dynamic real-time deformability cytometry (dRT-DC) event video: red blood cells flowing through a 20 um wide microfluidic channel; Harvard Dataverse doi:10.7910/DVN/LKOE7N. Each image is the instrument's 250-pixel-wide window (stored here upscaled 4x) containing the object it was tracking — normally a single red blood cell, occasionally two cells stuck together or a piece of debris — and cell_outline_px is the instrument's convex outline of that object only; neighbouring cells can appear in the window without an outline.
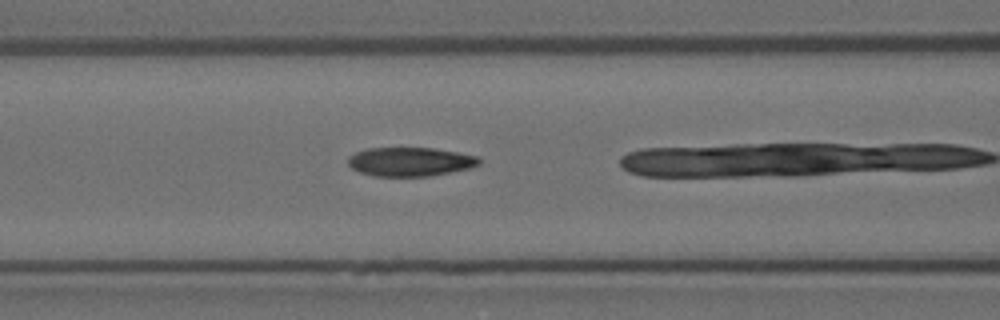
{"species": "Egyptian fruit bat (a non-hibernating species)", "species_latin": "Rousettus aegyptiacus", "temperature_condition": "room temperature", "stored_images_in_passage": 27, "camera_frame_rate_fps": 3000, "um_per_image_px": 0.085, "animal": {"sex": "female"}, "frame": {"image": 1, "passage_image": 16, "time_ms": 5.0, "image_size_px": [1000, 320], "cell_outline_px": [[480, 164], [472, 168], [432, 176], [372, 176], [360, 172], [352, 168], [348, 164], [348, 156], [356, 152], [368, 148], [432, 148], [480, 156]], "centroid_in_image_um": [34.89, 13.75], "position_along_channel_um": 131.7, "area_um2": 22.25}}
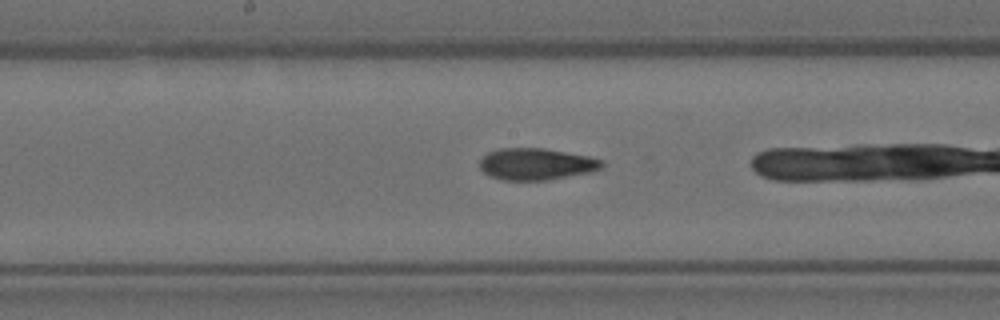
{"frame": {"image": 2, "passage_image": 22, "time_ms": 7.0, "image_size_px": [1000, 320], "cell_outline_px": [[604, 168], [592, 172], [544, 180], [504, 180], [488, 176], [480, 168], [480, 160], [488, 152], [500, 148], [544, 148], [588, 156], [604, 160]], "centroid_in_image_um": [45.6, 13.94], "position_along_channel_um": 202.6, "area_um2": 22.66}}
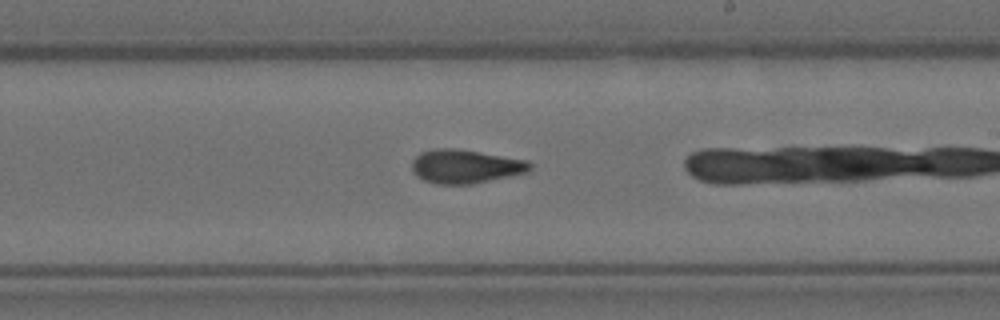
{"frame": {"image": 3, "passage_image": 26, "time_ms": 8.333, "image_size_px": [1000, 320], "cell_outline_px": [[532, 168], [528, 172], [472, 184], [436, 184], [424, 180], [416, 176], [412, 172], [412, 160], [420, 152], [436, 148], [452, 148], [528, 160], [532, 164]], "centroid_in_image_um": [39.54, 14.15], "position_along_channel_um": 249.5, "area_um2": 23.18}}